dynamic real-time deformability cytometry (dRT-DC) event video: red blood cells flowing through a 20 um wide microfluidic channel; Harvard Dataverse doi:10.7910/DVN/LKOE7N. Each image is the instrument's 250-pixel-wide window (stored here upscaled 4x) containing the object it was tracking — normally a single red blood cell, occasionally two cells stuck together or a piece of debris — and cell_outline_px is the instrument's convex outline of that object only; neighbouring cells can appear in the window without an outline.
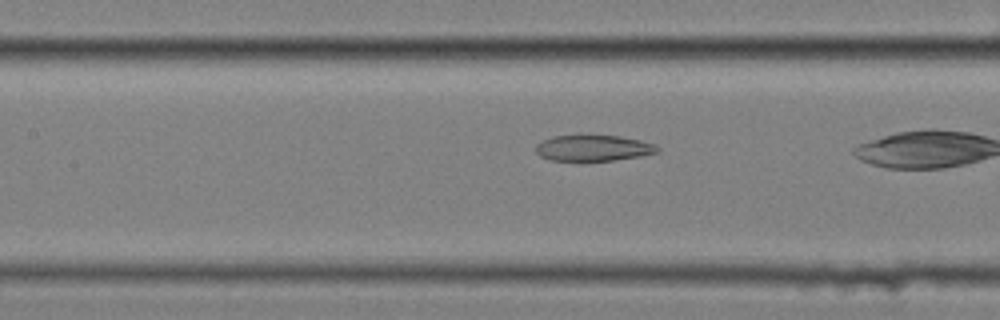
{"species": "common noctule bat (a hibernating species)", "species_latin": "Nyctalus noctula", "temperature_condition": "cold", "stored_images_in_passage": 14, "camera_frame_rate_fps": 3000, "um_per_image_px": 0.085, "animal": {"sex": "female", "body_mass_g": 25.1}, "frame": {"image": 1, "passage_image": 9, "time_ms": 2.667, "image_size_px": [1000, 320], "cell_outline_px": [[660, 152], [640, 156], [612, 160], [548, 160], [540, 156], [536, 152], [536, 144], [552, 136], [580, 132], [620, 136], [640, 140], [656, 144], [660, 148]], "centroid_in_image_um": [50.42, 12.53], "position_along_channel_um": 157.0, "area_um2": 19.19}}